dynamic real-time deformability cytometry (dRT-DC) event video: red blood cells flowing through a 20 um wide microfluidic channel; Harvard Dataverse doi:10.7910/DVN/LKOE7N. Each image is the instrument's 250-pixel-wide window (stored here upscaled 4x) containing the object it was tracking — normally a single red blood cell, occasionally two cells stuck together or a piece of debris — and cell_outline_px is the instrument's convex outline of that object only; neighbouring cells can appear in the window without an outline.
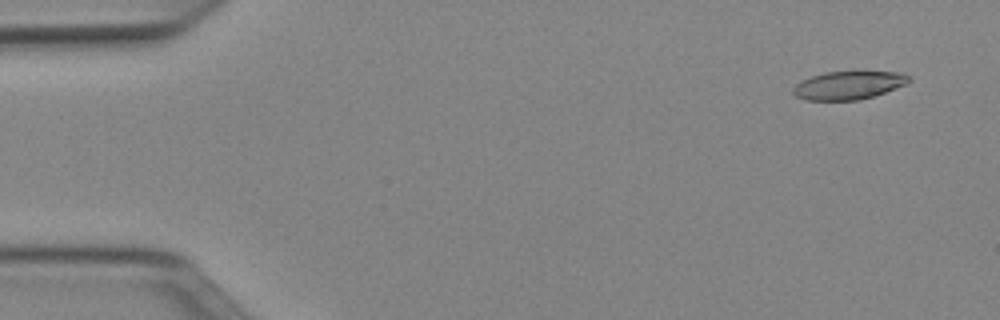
{"species": "Egyptian fruit bat (a non-hibernating species)", "species_latin": "Rousettus aegyptiacus", "temperature_condition": "cold", "stored_images_in_passage": 13, "camera_frame_rate_fps": 3000, "um_per_image_px": 0.085, "animal": {"sex": "female"}, "frame": {"image": 1, "passage_image": 3, "time_ms": 0.667, "image_size_px": [1000, 320], "cell_outline_px": [[912, 80], [908, 84], [860, 100], [804, 100], [796, 96], [792, 92], [792, 88], [800, 80], [824, 72], [904, 72], [912, 76]], "centroid_in_image_um": [72.15, 7.24], "position_along_channel_um": 12.9, "area_um2": 19.19}}